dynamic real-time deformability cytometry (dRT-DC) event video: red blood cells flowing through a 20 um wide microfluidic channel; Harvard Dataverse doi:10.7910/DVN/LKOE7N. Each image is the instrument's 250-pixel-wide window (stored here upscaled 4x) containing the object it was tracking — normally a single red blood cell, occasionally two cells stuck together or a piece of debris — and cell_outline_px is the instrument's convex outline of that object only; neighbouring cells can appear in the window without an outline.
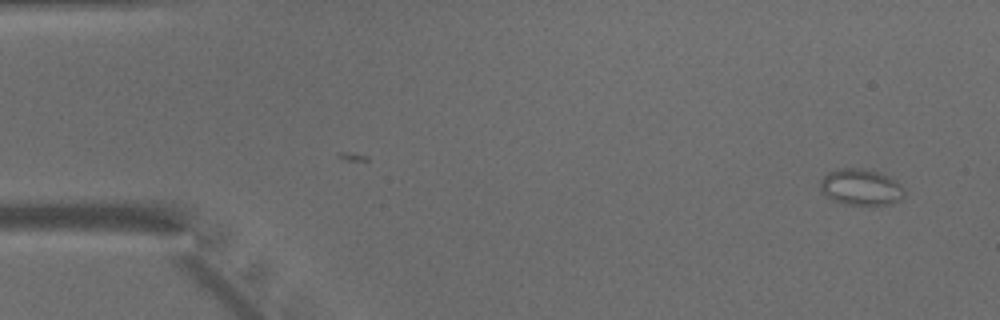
{"species": "common noctule bat (a hibernating species)", "species_latin": "Nyctalus noctula", "temperature_condition": "warm", "stored_images_in_passage": 39, "camera_frame_rate_fps": 3000, "um_per_image_px": 0.085, "animal": {"sex": "male", "body_mass_g": 15.6}, "frame": {"image": 1, "passage_image": 1, "time_ms": 0.0, "image_size_px": [1000, 320], "cell_outline_px": [[904, 200], [892, 204], [844, 204], [832, 200], [820, 192], [820, 180], [828, 172], [840, 168], [864, 168], [888, 176], [896, 180], [904, 188]], "centroid_in_image_um": [73.18, 15.91], "position_along_channel_um": 11.8, "area_um2": 17.98}}
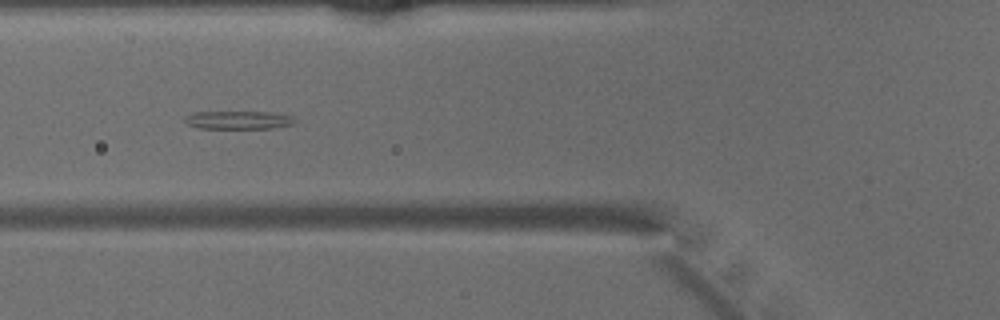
{"frame": {"image": 2, "passage_image": 16, "time_ms": 5.0, "image_size_px": [1000, 320], "cell_outline_px": [[296, 120], [292, 124], [272, 128], [200, 128], [188, 124], [184, 120], [184, 116], [192, 112], [276, 112], [292, 116]], "centroid_in_image_um": [20.26, 10.19], "position_along_channel_um": 105.5, "area_um2": 11.62}}
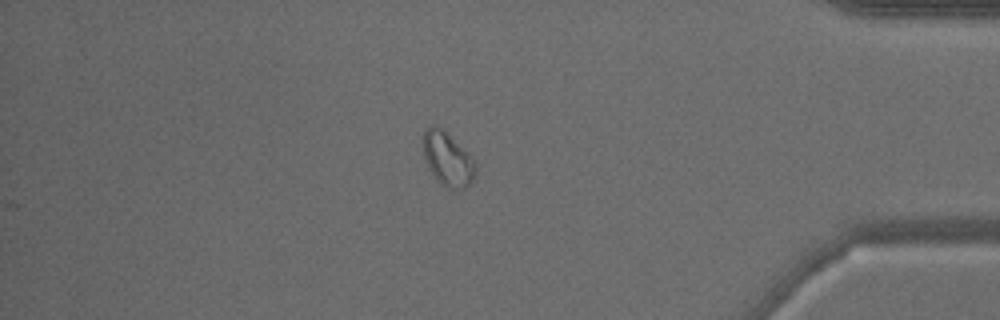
{"frame": {"image": 3, "passage_image": 39, "time_ms": 12.667, "image_size_px": [1000, 320], "cell_outline_px": [[476, 172], [472, 180], [464, 188], [448, 188], [440, 184], [436, 180], [428, 168], [424, 156], [424, 128], [428, 124], [432, 124], [440, 128], [468, 152], [476, 164]], "centroid_in_image_um": [38.03, 13.52], "position_along_channel_um": 397.2, "area_um2": 16.24}}